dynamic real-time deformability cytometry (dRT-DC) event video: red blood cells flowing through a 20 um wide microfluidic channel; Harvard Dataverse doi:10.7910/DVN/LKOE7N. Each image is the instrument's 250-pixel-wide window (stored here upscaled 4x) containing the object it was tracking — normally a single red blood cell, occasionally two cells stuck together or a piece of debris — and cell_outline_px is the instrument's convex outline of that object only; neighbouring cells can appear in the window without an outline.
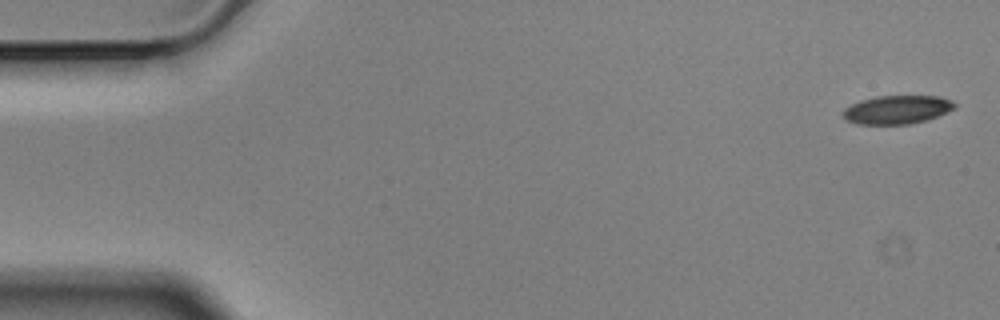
{"species": "Egyptian fruit bat (a non-hibernating species)", "species_latin": "Rousettus aegyptiacus", "temperature_condition": "cold", "stored_images_in_passage": 11, "camera_frame_rate_fps": 3000, "um_per_image_px": 0.085, "animal": {"sex": "male"}, "frame": {"image": 1, "passage_image": 1, "time_ms": 0.0, "image_size_px": [1000, 320], "cell_outline_px": [[956, 108], [936, 116], [924, 120], [908, 124], [856, 124], [848, 120], [840, 112], [844, 108], [860, 100], [876, 96], [940, 96], [952, 100], [956, 104]], "centroid_in_image_um": [76.24, 9.31], "position_along_channel_um": 8.8, "area_um2": 18.5}}
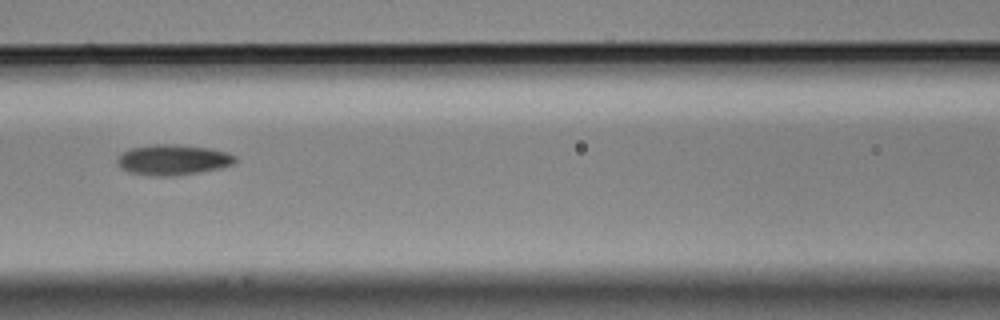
{"frame": {"image": 2, "passage_image": 7, "time_ms": 2.0, "image_size_px": [1000, 320], "cell_outline_px": [[236, 160], [232, 164], [220, 168], [200, 172], [172, 176], [152, 176], [132, 172], [124, 168], [116, 160], [120, 152], [132, 148], [152, 144], [168, 144], [208, 148], [228, 152], [236, 156]], "centroid_in_image_um": [14.71, 13.58], "position_along_channel_um": 151.9, "area_um2": 20.69}}
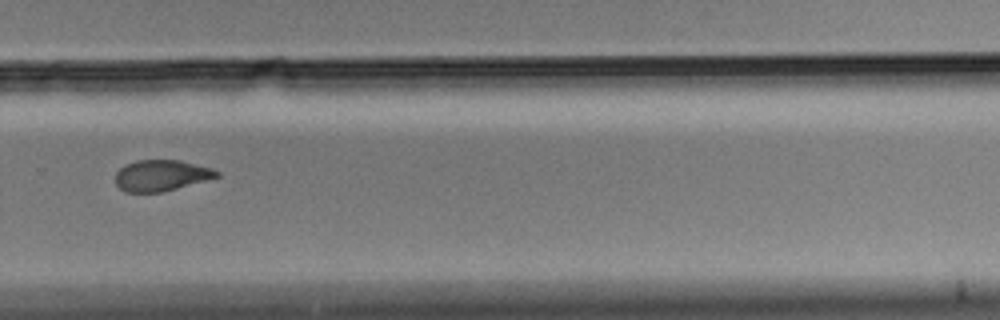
{"frame": {"image": 3, "passage_image": 11, "time_ms": 3.333, "image_size_px": [1000, 320], "cell_outline_px": [[220, 176], [164, 192], [124, 192], [116, 184], [116, 172], [124, 164], [136, 160], [180, 160], [212, 168], [220, 172]], "centroid_in_image_um": [13.7, 14.91], "position_along_channel_um": 316.1, "area_um2": 18.44}}